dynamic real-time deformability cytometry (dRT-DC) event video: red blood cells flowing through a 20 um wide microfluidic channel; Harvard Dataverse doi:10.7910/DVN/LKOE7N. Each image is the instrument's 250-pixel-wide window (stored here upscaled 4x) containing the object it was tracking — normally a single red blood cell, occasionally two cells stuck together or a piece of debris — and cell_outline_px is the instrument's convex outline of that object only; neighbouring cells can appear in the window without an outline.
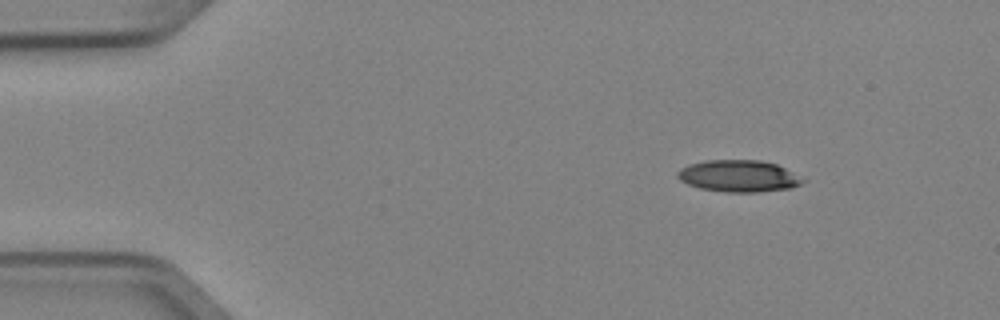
{"species": "Egyptian fruit bat (a non-hibernating species)", "species_latin": "Rousettus aegyptiacus", "temperature_condition": "cold", "stored_images_in_passage": 3, "camera_frame_rate_fps": 3000, "um_per_image_px": 0.085, "animal": {"sex": "female"}, "frame": {"image": 1, "passage_image": 1, "time_ms": 0.0, "image_size_px": [1000, 320], "cell_outline_px": [[808, 180], [792, 188], [760, 192], [728, 192], [700, 188], [688, 184], [680, 180], [676, 176], [676, 172], [680, 168], [688, 164], [704, 160], [760, 160], [776, 164]], "centroid_in_image_um": [62.78, 14.96], "position_along_channel_um": 22.2, "area_um2": 23.35}}